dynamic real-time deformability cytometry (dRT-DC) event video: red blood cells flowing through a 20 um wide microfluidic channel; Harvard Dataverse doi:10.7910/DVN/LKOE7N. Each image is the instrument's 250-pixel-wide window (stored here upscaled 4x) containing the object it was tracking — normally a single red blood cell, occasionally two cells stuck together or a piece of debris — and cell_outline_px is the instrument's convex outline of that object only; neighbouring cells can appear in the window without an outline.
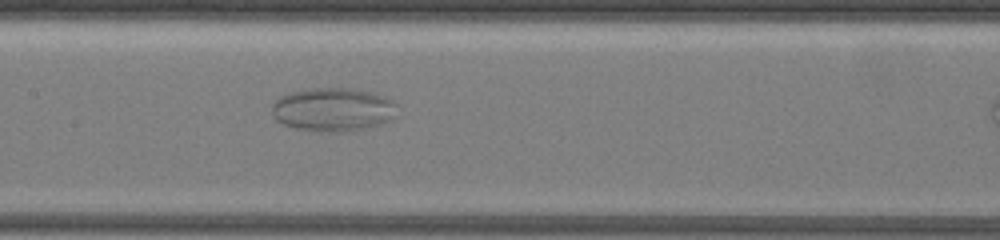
{"species": "common noctule bat (a hibernating species)", "species_latin": "Nyctalus noctula", "temperature_condition": "warm", "stored_images_in_passage": 45, "camera_frame_rate_fps": 3000, "um_per_image_px": 0.085, "animal": {"sex": "female", "body_mass_g": 19.5, "forearm_length_mm": 54.1}, "frame": {"image": 1, "passage_image": 20, "time_ms": 6.667, "image_size_px": [1000, 240], "cell_outline_px": [[396, 116], [392, 120], [384, 124], [348, 132], [316, 132], [296, 128], [284, 124], [276, 120], [272, 116], [272, 104], [280, 96], [292, 92], [312, 88], [352, 88], [384, 96], [392, 100], [396, 104]], "centroid_in_image_um": [28.33, 9.33], "position_along_channel_um": 179.1, "area_um2": 32.19}}
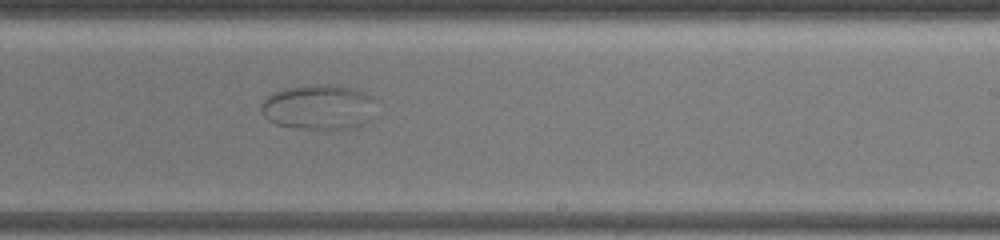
{"frame": {"image": 2, "passage_image": 28, "time_ms": 9.667, "image_size_px": [1000, 240], "cell_outline_px": [[372, 120], [364, 124], [352, 128], [332, 132], [296, 128], [276, 124], [268, 120], [264, 116], [260, 108], [260, 104], [272, 92], [284, 88], [316, 84], [324, 84], [356, 88], [372, 96]], "centroid_in_image_um": [27.08, 9.14], "position_along_channel_um": 261.9, "area_um2": 30.92}}
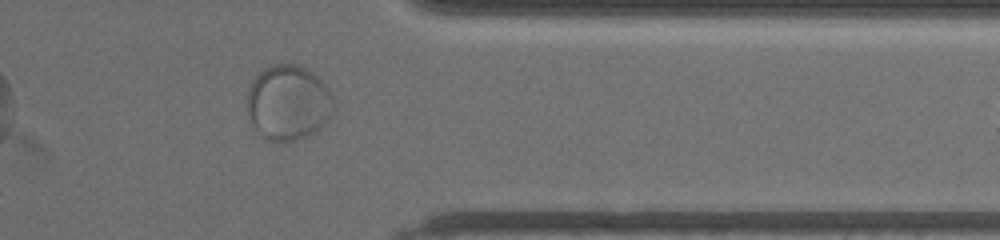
{"frame": {"image": 3, "passage_image": 41, "time_ms": 14.333, "image_size_px": [1000, 240], "cell_outline_px": [[332, 108], [324, 124], [316, 132], [300, 140], [288, 144], [284, 144], [268, 140], [252, 124], [248, 112], [248, 92], [252, 80], [264, 68], [272, 64], [296, 64], [312, 72], [328, 88], [332, 96]], "centroid_in_image_um": [24.49, 8.76], "position_along_channel_um": 386.9, "area_um2": 37.8}}